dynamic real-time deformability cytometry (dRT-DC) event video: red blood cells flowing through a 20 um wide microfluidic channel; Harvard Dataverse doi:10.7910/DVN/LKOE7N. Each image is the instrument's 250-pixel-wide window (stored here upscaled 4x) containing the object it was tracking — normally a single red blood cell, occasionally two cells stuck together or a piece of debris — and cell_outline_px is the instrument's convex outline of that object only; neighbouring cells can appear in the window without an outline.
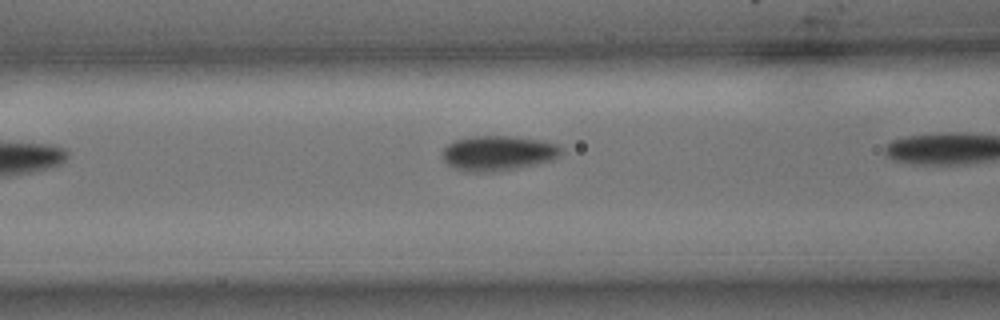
{"species": "common noctule bat (a hibernating species)", "species_latin": "Nyctalus noctula", "temperature_condition": "cold", "stored_images_in_passage": 7, "camera_frame_rate_fps": 3000, "um_per_image_px": 0.085, "animal": {"sex": "male", "body_mass_g": 15.6}, "frame": {"image": 1, "passage_image": 6, "time_ms": 1.667, "image_size_px": [1000, 320], "cell_outline_px": [[564, 152], [560, 156], [552, 160], [512, 168], [488, 172], [468, 172], [456, 168], [448, 164], [444, 160], [440, 152], [448, 144], [456, 140], [472, 136], [512, 136], [540, 140], [556, 144], [564, 148]], "centroid_in_image_um": [42.34, 13.0], "position_along_channel_um": 124.3, "area_um2": 24.04}}